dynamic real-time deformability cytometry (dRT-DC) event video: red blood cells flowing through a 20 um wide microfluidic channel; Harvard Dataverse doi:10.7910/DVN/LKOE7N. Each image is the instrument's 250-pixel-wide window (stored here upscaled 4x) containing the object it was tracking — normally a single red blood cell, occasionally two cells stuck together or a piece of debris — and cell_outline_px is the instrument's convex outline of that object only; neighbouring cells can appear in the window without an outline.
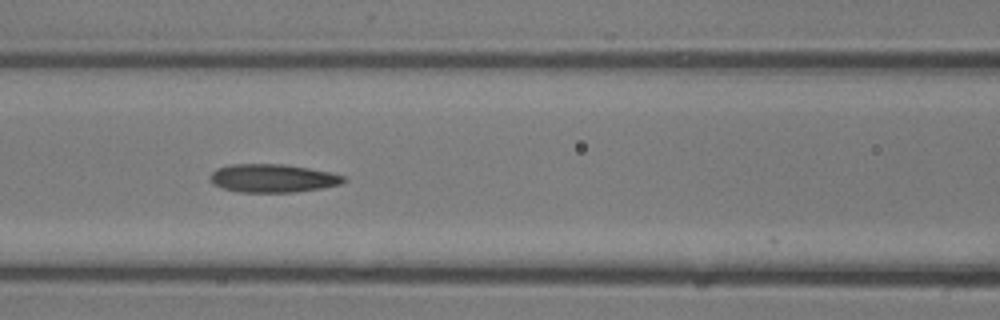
{"species": "common noctule bat (a hibernating species)", "species_latin": "Nyctalus noctula", "temperature_condition": "room temperature", "stored_images_in_passage": 29, "camera_frame_rate_fps": 3000, "um_per_image_px": 0.085, "animal": {"sex": "male", "body_mass_g": 13.3}, "frame": {"image": 1, "passage_image": 11, "time_ms": 3.333, "image_size_px": [1000, 320], "cell_outline_px": [[348, 180], [340, 184], [320, 188], [296, 192], [240, 192], [224, 188], [212, 184], [208, 176], [216, 168], [232, 164], [280, 164], [308, 168], [328, 172], [344, 176]], "centroid_in_image_um": [23.15, 15.15], "position_along_channel_um": 143.5, "area_um2": 21.91}}
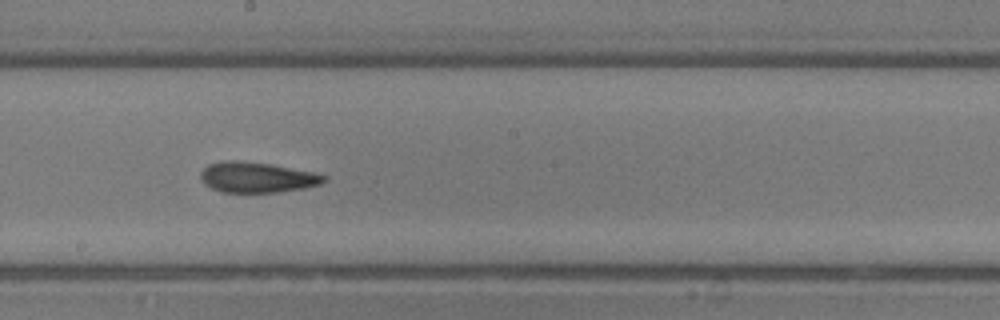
{"frame": {"image": 2, "passage_image": 15, "time_ms": 4.667, "image_size_px": [1000, 320], "cell_outline_px": [[328, 180], [320, 184], [304, 188], [280, 192], [220, 192], [204, 184], [200, 176], [200, 172], [208, 164], [224, 160], [236, 160], [272, 164], [312, 172], [328, 176]], "centroid_in_image_um": [21.84, 15.07], "position_along_channel_um": 226.4, "area_um2": 22.02}}
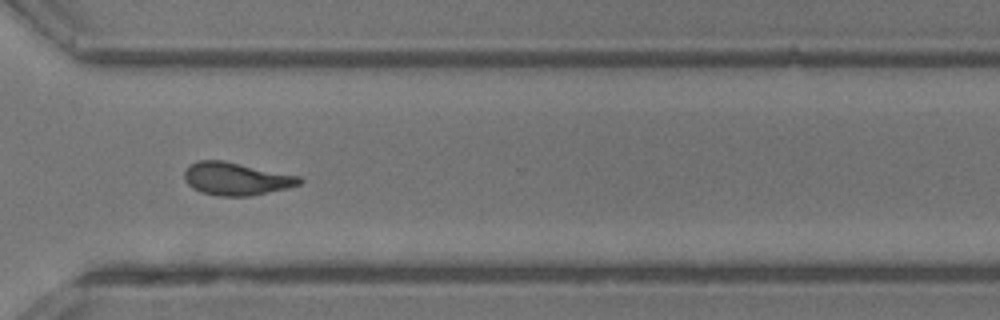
{"frame": {"image": 3, "passage_image": 21, "time_ms": 6.667, "image_size_px": [1000, 320], "cell_outline_px": [[304, 180], [300, 184], [288, 188], [248, 196], [216, 196], [200, 192], [192, 188], [184, 180], [184, 172], [188, 164], [200, 160], [224, 160], [300, 176]], "centroid_in_image_um": [20.05, 15.19], "position_along_channel_um": 350.6, "area_um2": 22.2}}